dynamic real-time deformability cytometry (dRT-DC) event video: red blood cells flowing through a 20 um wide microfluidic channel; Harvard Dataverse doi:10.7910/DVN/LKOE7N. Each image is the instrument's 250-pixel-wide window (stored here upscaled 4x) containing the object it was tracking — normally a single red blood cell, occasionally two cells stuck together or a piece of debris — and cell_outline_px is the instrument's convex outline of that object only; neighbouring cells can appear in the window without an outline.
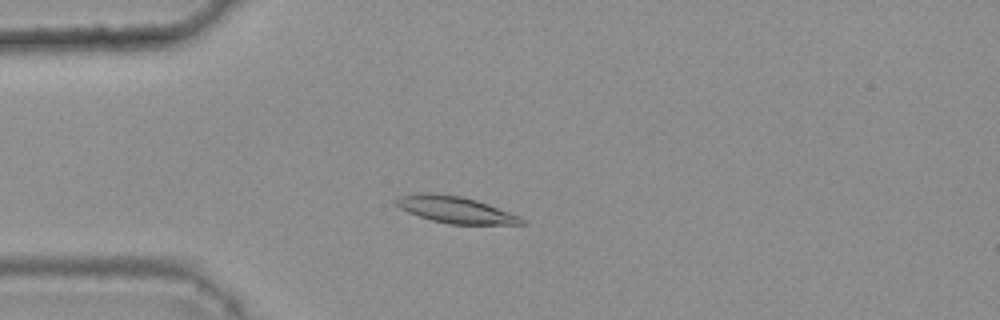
{"species": "common noctule bat (a hibernating species)", "species_latin": "Nyctalus noctula", "temperature_condition": "warm", "stored_images_in_passage": 37, "camera_frame_rate_fps": 3000, "um_per_image_px": 0.085, "animal": {"sex": "female", "body_mass_g": 25.1}, "frame": {"image": 1, "passage_image": 6, "time_ms": 1.667, "image_size_px": [1000, 320], "cell_outline_px": [[528, 224], [448, 224], [432, 220], [408, 212], [400, 208], [392, 200], [396, 196], [420, 192], [432, 192], [460, 196], [476, 200], [488, 204], [520, 216]], "centroid_in_image_um": [38.66, 17.81], "position_along_channel_um": 46.3, "area_um2": 19.59}}
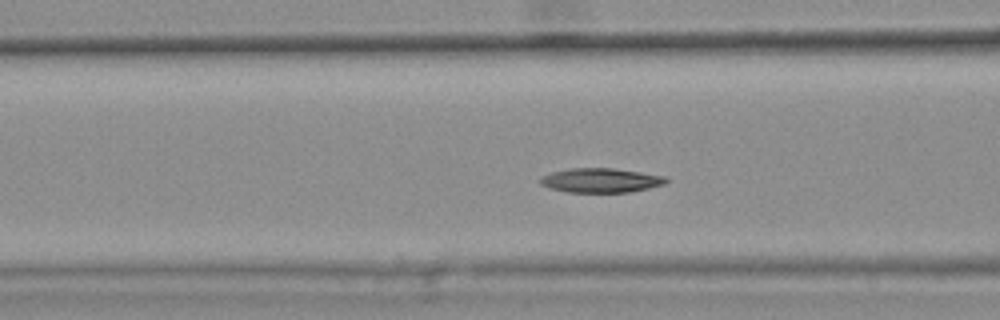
{"frame": {"image": 2, "passage_image": 13, "time_ms": 4.0, "image_size_px": [1000, 320], "cell_outline_px": [[668, 180], [664, 184], [632, 192], [568, 192], [552, 188], [540, 184], [540, 176], [552, 172], [568, 168], [612, 168], [640, 172], [664, 176]], "centroid_in_image_um": [51.05, 15.32], "position_along_channel_um": 115.6, "area_um2": 17.74}}
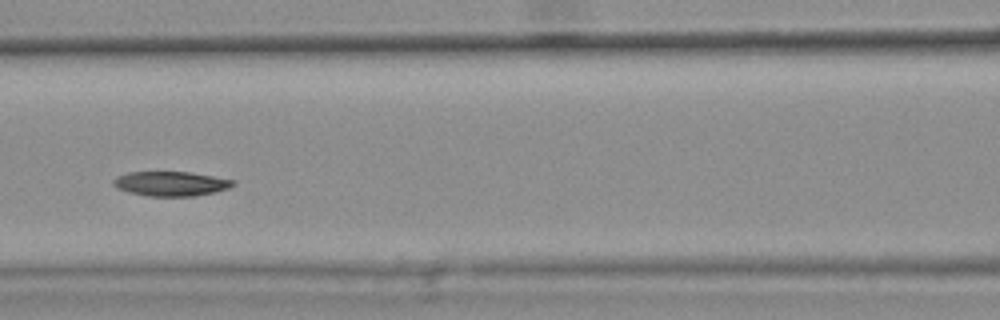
{"frame": {"image": 3, "passage_image": 16, "time_ms": 5.0, "image_size_px": [1000, 320], "cell_outline_px": [[236, 184], [228, 188], [216, 192], [196, 196], [148, 196], [128, 192], [116, 188], [112, 184], [112, 180], [116, 176], [128, 172], [188, 172], [236, 180]], "centroid_in_image_um": [14.51, 15.61], "position_along_channel_um": 152.1, "area_um2": 17.28}, "authors_computed_cell_mechanics": {"area_um2": 17.918, "velocity_mm_per_s": 3.6585, "shape_relaxation_time_tau1_ms": 6.7985, "shape_relaxation_time_tau2_ms": null, "deformation_change_tau1": 0.169, "deformation_change_tau2": null}}